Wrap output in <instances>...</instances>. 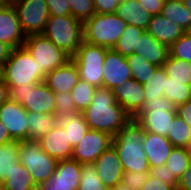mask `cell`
I'll return each mask as SVG.
<instances>
[{
	"label": "cell",
	"mask_w": 191,
	"mask_h": 190,
	"mask_svg": "<svg viewBox=\"0 0 191 190\" xmlns=\"http://www.w3.org/2000/svg\"><path fill=\"white\" fill-rule=\"evenodd\" d=\"M103 69V86L109 89H113L122 85L126 80L132 79L126 57L113 48L107 50Z\"/></svg>",
	"instance_id": "e0dca14e"
},
{
	"label": "cell",
	"mask_w": 191,
	"mask_h": 190,
	"mask_svg": "<svg viewBox=\"0 0 191 190\" xmlns=\"http://www.w3.org/2000/svg\"><path fill=\"white\" fill-rule=\"evenodd\" d=\"M93 164L106 187L112 188L121 182L124 170L113 145L109 146Z\"/></svg>",
	"instance_id": "ac0fdd59"
},
{
	"label": "cell",
	"mask_w": 191,
	"mask_h": 190,
	"mask_svg": "<svg viewBox=\"0 0 191 190\" xmlns=\"http://www.w3.org/2000/svg\"><path fill=\"white\" fill-rule=\"evenodd\" d=\"M28 121V140L38 141L48 134L58 123L56 114H42L27 112Z\"/></svg>",
	"instance_id": "d4e9b609"
},
{
	"label": "cell",
	"mask_w": 191,
	"mask_h": 190,
	"mask_svg": "<svg viewBox=\"0 0 191 190\" xmlns=\"http://www.w3.org/2000/svg\"><path fill=\"white\" fill-rule=\"evenodd\" d=\"M2 77L8 87L24 86L29 83H41L37 61L25 46L11 50L9 58L3 64Z\"/></svg>",
	"instance_id": "277c9868"
},
{
	"label": "cell",
	"mask_w": 191,
	"mask_h": 190,
	"mask_svg": "<svg viewBox=\"0 0 191 190\" xmlns=\"http://www.w3.org/2000/svg\"><path fill=\"white\" fill-rule=\"evenodd\" d=\"M25 39L17 12L12 3L6 0L0 6V41L14 49L24 46Z\"/></svg>",
	"instance_id": "9a60e30c"
},
{
	"label": "cell",
	"mask_w": 191,
	"mask_h": 190,
	"mask_svg": "<svg viewBox=\"0 0 191 190\" xmlns=\"http://www.w3.org/2000/svg\"><path fill=\"white\" fill-rule=\"evenodd\" d=\"M149 174L153 177H157L160 181L164 182L167 185H174L177 188L178 180L170 172L167 166L161 165L159 167L150 168Z\"/></svg>",
	"instance_id": "7bdbcfd3"
},
{
	"label": "cell",
	"mask_w": 191,
	"mask_h": 190,
	"mask_svg": "<svg viewBox=\"0 0 191 190\" xmlns=\"http://www.w3.org/2000/svg\"><path fill=\"white\" fill-rule=\"evenodd\" d=\"M117 103L133 118L143 107L145 99L144 85L134 79L126 80L112 89Z\"/></svg>",
	"instance_id": "2e32d148"
},
{
	"label": "cell",
	"mask_w": 191,
	"mask_h": 190,
	"mask_svg": "<svg viewBox=\"0 0 191 190\" xmlns=\"http://www.w3.org/2000/svg\"><path fill=\"white\" fill-rule=\"evenodd\" d=\"M14 141L2 122H0V145Z\"/></svg>",
	"instance_id": "f5cc1de1"
},
{
	"label": "cell",
	"mask_w": 191,
	"mask_h": 190,
	"mask_svg": "<svg viewBox=\"0 0 191 190\" xmlns=\"http://www.w3.org/2000/svg\"><path fill=\"white\" fill-rule=\"evenodd\" d=\"M113 137L107 133L89 129L73 148L71 159L80 164H93L112 145Z\"/></svg>",
	"instance_id": "7c38bea8"
},
{
	"label": "cell",
	"mask_w": 191,
	"mask_h": 190,
	"mask_svg": "<svg viewBox=\"0 0 191 190\" xmlns=\"http://www.w3.org/2000/svg\"><path fill=\"white\" fill-rule=\"evenodd\" d=\"M149 173L124 172L121 183L130 186L131 190H142Z\"/></svg>",
	"instance_id": "b9f144b4"
},
{
	"label": "cell",
	"mask_w": 191,
	"mask_h": 190,
	"mask_svg": "<svg viewBox=\"0 0 191 190\" xmlns=\"http://www.w3.org/2000/svg\"><path fill=\"white\" fill-rule=\"evenodd\" d=\"M55 114L65 116L78 113L70 92L55 93Z\"/></svg>",
	"instance_id": "60d3db41"
},
{
	"label": "cell",
	"mask_w": 191,
	"mask_h": 190,
	"mask_svg": "<svg viewBox=\"0 0 191 190\" xmlns=\"http://www.w3.org/2000/svg\"><path fill=\"white\" fill-rule=\"evenodd\" d=\"M82 173V164L73 159L58 161L54 175L36 190H78Z\"/></svg>",
	"instance_id": "4fadbf2b"
},
{
	"label": "cell",
	"mask_w": 191,
	"mask_h": 190,
	"mask_svg": "<svg viewBox=\"0 0 191 190\" xmlns=\"http://www.w3.org/2000/svg\"><path fill=\"white\" fill-rule=\"evenodd\" d=\"M3 66L0 64V78L2 77Z\"/></svg>",
	"instance_id": "6f0895ef"
},
{
	"label": "cell",
	"mask_w": 191,
	"mask_h": 190,
	"mask_svg": "<svg viewBox=\"0 0 191 190\" xmlns=\"http://www.w3.org/2000/svg\"><path fill=\"white\" fill-rule=\"evenodd\" d=\"M24 46L37 61L39 75L45 80L47 73L65 65L71 57L42 34L26 36Z\"/></svg>",
	"instance_id": "ba28073f"
},
{
	"label": "cell",
	"mask_w": 191,
	"mask_h": 190,
	"mask_svg": "<svg viewBox=\"0 0 191 190\" xmlns=\"http://www.w3.org/2000/svg\"><path fill=\"white\" fill-rule=\"evenodd\" d=\"M67 2L71 10V16L83 24L95 14L93 0H67Z\"/></svg>",
	"instance_id": "f35d334b"
},
{
	"label": "cell",
	"mask_w": 191,
	"mask_h": 190,
	"mask_svg": "<svg viewBox=\"0 0 191 190\" xmlns=\"http://www.w3.org/2000/svg\"><path fill=\"white\" fill-rule=\"evenodd\" d=\"M12 48L6 43L0 41V64L3 66L5 61L9 58Z\"/></svg>",
	"instance_id": "f907efd6"
},
{
	"label": "cell",
	"mask_w": 191,
	"mask_h": 190,
	"mask_svg": "<svg viewBox=\"0 0 191 190\" xmlns=\"http://www.w3.org/2000/svg\"><path fill=\"white\" fill-rule=\"evenodd\" d=\"M37 142L47 154L57 161L71 159L73 148L68 141L65 129L59 122Z\"/></svg>",
	"instance_id": "d6986e66"
},
{
	"label": "cell",
	"mask_w": 191,
	"mask_h": 190,
	"mask_svg": "<svg viewBox=\"0 0 191 190\" xmlns=\"http://www.w3.org/2000/svg\"><path fill=\"white\" fill-rule=\"evenodd\" d=\"M58 122L65 129L72 148L77 146L84 134L89 130L83 113L59 116Z\"/></svg>",
	"instance_id": "484cf974"
},
{
	"label": "cell",
	"mask_w": 191,
	"mask_h": 190,
	"mask_svg": "<svg viewBox=\"0 0 191 190\" xmlns=\"http://www.w3.org/2000/svg\"><path fill=\"white\" fill-rule=\"evenodd\" d=\"M78 190H109L100 180L94 164H83Z\"/></svg>",
	"instance_id": "74e56055"
},
{
	"label": "cell",
	"mask_w": 191,
	"mask_h": 190,
	"mask_svg": "<svg viewBox=\"0 0 191 190\" xmlns=\"http://www.w3.org/2000/svg\"><path fill=\"white\" fill-rule=\"evenodd\" d=\"M163 96L177 107L191 100V85H187V81L171 80V77L167 76Z\"/></svg>",
	"instance_id": "4dcf8cb0"
},
{
	"label": "cell",
	"mask_w": 191,
	"mask_h": 190,
	"mask_svg": "<svg viewBox=\"0 0 191 190\" xmlns=\"http://www.w3.org/2000/svg\"><path fill=\"white\" fill-rule=\"evenodd\" d=\"M89 129L109 134L112 137L132 119L121 107L112 93V89L97 87L90 105L83 112Z\"/></svg>",
	"instance_id": "6da1fadb"
},
{
	"label": "cell",
	"mask_w": 191,
	"mask_h": 190,
	"mask_svg": "<svg viewBox=\"0 0 191 190\" xmlns=\"http://www.w3.org/2000/svg\"><path fill=\"white\" fill-rule=\"evenodd\" d=\"M138 2L153 16L161 13L164 0H138Z\"/></svg>",
	"instance_id": "7dc6e473"
},
{
	"label": "cell",
	"mask_w": 191,
	"mask_h": 190,
	"mask_svg": "<svg viewBox=\"0 0 191 190\" xmlns=\"http://www.w3.org/2000/svg\"><path fill=\"white\" fill-rule=\"evenodd\" d=\"M176 113L191 128V100L177 106Z\"/></svg>",
	"instance_id": "c3c4849f"
},
{
	"label": "cell",
	"mask_w": 191,
	"mask_h": 190,
	"mask_svg": "<svg viewBox=\"0 0 191 190\" xmlns=\"http://www.w3.org/2000/svg\"><path fill=\"white\" fill-rule=\"evenodd\" d=\"M134 53L140 55L149 63L157 67H161L169 56V48L158 42L147 31H145L139 39L138 46L135 48Z\"/></svg>",
	"instance_id": "603a6c76"
},
{
	"label": "cell",
	"mask_w": 191,
	"mask_h": 190,
	"mask_svg": "<svg viewBox=\"0 0 191 190\" xmlns=\"http://www.w3.org/2000/svg\"><path fill=\"white\" fill-rule=\"evenodd\" d=\"M96 14L115 13L122 0H93Z\"/></svg>",
	"instance_id": "f6af8a7d"
},
{
	"label": "cell",
	"mask_w": 191,
	"mask_h": 190,
	"mask_svg": "<svg viewBox=\"0 0 191 190\" xmlns=\"http://www.w3.org/2000/svg\"><path fill=\"white\" fill-rule=\"evenodd\" d=\"M177 190H191V161L178 181Z\"/></svg>",
	"instance_id": "681fc988"
},
{
	"label": "cell",
	"mask_w": 191,
	"mask_h": 190,
	"mask_svg": "<svg viewBox=\"0 0 191 190\" xmlns=\"http://www.w3.org/2000/svg\"><path fill=\"white\" fill-rule=\"evenodd\" d=\"M79 72L71 59L65 65L47 73L44 82L53 93L70 92L78 80Z\"/></svg>",
	"instance_id": "44dd1931"
},
{
	"label": "cell",
	"mask_w": 191,
	"mask_h": 190,
	"mask_svg": "<svg viewBox=\"0 0 191 190\" xmlns=\"http://www.w3.org/2000/svg\"><path fill=\"white\" fill-rule=\"evenodd\" d=\"M41 34L71 58L84 41L83 23L71 15L49 16Z\"/></svg>",
	"instance_id": "3957f363"
},
{
	"label": "cell",
	"mask_w": 191,
	"mask_h": 190,
	"mask_svg": "<svg viewBox=\"0 0 191 190\" xmlns=\"http://www.w3.org/2000/svg\"><path fill=\"white\" fill-rule=\"evenodd\" d=\"M185 32L189 35H191V25L185 30Z\"/></svg>",
	"instance_id": "9f6ffc18"
},
{
	"label": "cell",
	"mask_w": 191,
	"mask_h": 190,
	"mask_svg": "<svg viewBox=\"0 0 191 190\" xmlns=\"http://www.w3.org/2000/svg\"><path fill=\"white\" fill-rule=\"evenodd\" d=\"M126 60L132 73V79L141 84H145L158 68L135 53L126 57Z\"/></svg>",
	"instance_id": "d6a6232c"
},
{
	"label": "cell",
	"mask_w": 191,
	"mask_h": 190,
	"mask_svg": "<svg viewBox=\"0 0 191 190\" xmlns=\"http://www.w3.org/2000/svg\"><path fill=\"white\" fill-rule=\"evenodd\" d=\"M185 7L191 12V0H183Z\"/></svg>",
	"instance_id": "11a10c76"
},
{
	"label": "cell",
	"mask_w": 191,
	"mask_h": 190,
	"mask_svg": "<svg viewBox=\"0 0 191 190\" xmlns=\"http://www.w3.org/2000/svg\"><path fill=\"white\" fill-rule=\"evenodd\" d=\"M9 99L8 86L3 77L0 78V107Z\"/></svg>",
	"instance_id": "816d5d0a"
},
{
	"label": "cell",
	"mask_w": 191,
	"mask_h": 190,
	"mask_svg": "<svg viewBox=\"0 0 191 190\" xmlns=\"http://www.w3.org/2000/svg\"><path fill=\"white\" fill-rule=\"evenodd\" d=\"M27 111L23 106L8 99L0 107V122L7 128L14 141L28 140Z\"/></svg>",
	"instance_id": "5bb4252c"
},
{
	"label": "cell",
	"mask_w": 191,
	"mask_h": 190,
	"mask_svg": "<svg viewBox=\"0 0 191 190\" xmlns=\"http://www.w3.org/2000/svg\"><path fill=\"white\" fill-rule=\"evenodd\" d=\"M109 190H131V187L126 186L120 182L115 187L109 188Z\"/></svg>",
	"instance_id": "db71d44e"
},
{
	"label": "cell",
	"mask_w": 191,
	"mask_h": 190,
	"mask_svg": "<svg viewBox=\"0 0 191 190\" xmlns=\"http://www.w3.org/2000/svg\"><path fill=\"white\" fill-rule=\"evenodd\" d=\"M169 55L173 58L191 62V35L186 32L170 47Z\"/></svg>",
	"instance_id": "ab89813d"
},
{
	"label": "cell",
	"mask_w": 191,
	"mask_h": 190,
	"mask_svg": "<svg viewBox=\"0 0 191 190\" xmlns=\"http://www.w3.org/2000/svg\"><path fill=\"white\" fill-rule=\"evenodd\" d=\"M145 31L146 30L138 26L127 24L113 49L124 57L134 54L135 48L138 46L139 39Z\"/></svg>",
	"instance_id": "f546056e"
},
{
	"label": "cell",
	"mask_w": 191,
	"mask_h": 190,
	"mask_svg": "<svg viewBox=\"0 0 191 190\" xmlns=\"http://www.w3.org/2000/svg\"><path fill=\"white\" fill-rule=\"evenodd\" d=\"M19 162L31 174L36 185L54 175L58 161L47 154L37 141H20Z\"/></svg>",
	"instance_id": "9c48e42d"
},
{
	"label": "cell",
	"mask_w": 191,
	"mask_h": 190,
	"mask_svg": "<svg viewBox=\"0 0 191 190\" xmlns=\"http://www.w3.org/2000/svg\"><path fill=\"white\" fill-rule=\"evenodd\" d=\"M167 80V73L163 66L155 70L154 75L149 77V80L143 84L145 89V99L155 100L163 96L165 89V81Z\"/></svg>",
	"instance_id": "8d00e7d4"
},
{
	"label": "cell",
	"mask_w": 191,
	"mask_h": 190,
	"mask_svg": "<svg viewBox=\"0 0 191 190\" xmlns=\"http://www.w3.org/2000/svg\"><path fill=\"white\" fill-rule=\"evenodd\" d=\"M50 16L71 15V10L67 0H45Z\"/></svg>",
	"instance_id": "ee69618b"
},
{
	"label": "cell",
	"mask_w": 191,
	"mask_h": 190,
	"mask_svg": "<svg viewBox=\"0 0 191 190\" xmlns=\"http://www.w3.org/2000/svg\"><path fill=\"white\" fill-rule=\"evenodd\" d=\"M174 147L191 148V128L177 114L166 137Z\"/></svg>",
	"instance_id": "1f68e13d"
},
{
	"label": "cell",
	"mask_w": 191,
	"mask_h": 190,
	"mask_svg": "<svg viewBox=\"0 0 191 190\" xmlns=\"http://www.w3.org/2000/svg\"><path fill=\"white\" fill-rule=\"evenodd\" d=\"M145 129L134 119H130L113 137L115 147L124 172L149 173L150 167L145 155Z\"/></svg>",
	"instance_id": "7a4b0ae2"
},
{
	"label": "cell",
	"mask_w": 191,
	"mask_h": 190,
	"mask_svg": "<svg viewBox=\"0 0 191 190\" xmlns=\"http://www.w3.org/2000/svg\"><path fill=\"white\" fill-rule=\"evenodd\" d=\"M143 142V149L150 168L164 165L174 148L165 136L147 131H145Z\"/></svg>",
	"instance_id": "ffe728a7"
},
{
	"label": "cell",
	"mask_w": 191,
	"mask_h": 190,
	"mask_svg": "<svg viewBox=\"0 0 191 190\" xmlns=\"http://www.w3.org/2000/svg\"><path fill=\"white\" fill-rule=\"evenodd\" d=\"M146 31L168 48L185 33L181 26L171 22L161 14L151 17Z\"/></svg>",
	"instance_id": "7402d4cb"
},
{
	"label": "cell",
	"mask_w": 191,
	"mask_h": 190,
	"mask_svg": "<svg viewBox=\"0 0 191 190\" xmlns=\"http://www.w3.org/2000/svg\"><path fill=\"white\" fill-rule=\"evenodd\" d=\"M115 14L127 24L147 29L152 15L147 12L138 0H122L116 8Z\"/></svg>",
	"instance_id": "cb8c5ba5"
},
{
	"label": "cell",
	"mask_w": 191,
	"mask_h": 190,
	"mask_svg": "<svg viewBox=\"0 0 191 190\" xmlns=\"http://www.w3.org/2000/svg\"><path fill=\"white\" fill-rule=\"evenodd\" d=\"M6 0H0V6L5 2Z\"/></svg>",
	"instance_id": "91938a15"
},
{
	"label": "cell",
	"mask_w": 191,
	"mask_h": 190,
	"mask_svg": "<svg viewBox=\"0 0 191 190\" xmlns=\"http://www.w3.org/2000/svg\"><path fill=\"white\" fill-rule=\"evenodd\" d=\"M0 190H3V183L0 181Z\"/></svg>",
	"instance_id": "680465c9"
},
{
	"label": "cell",
	"mask_w": 191,
	"mask_h": 190,
	"mask_svg": "<svg viewBox=\"0 0 191 190\" xmlns=\"http://www.w3.org/2000/svg\"><path fill=\"white\" fill-rule=\"evenodd\" d=\"M3 183V190H36L31 174L20 162L11 171Z\"/></svg>",
	"instance_id": "4316f807"
},
{
	"label": "cell",
	"mask_w": 191,
	"mask_h": 190,
	"mask_svg": "<svg viewBox=\"0 0 191 190\" xmlns=\"http://www.w3.org/2000/svg\"><path fill=\"white\" fill-rule=\"evenodd\" d=\"M14 6L25 36L41 34L50 16L45 0H9Z\"/></svg>",
	"instance_id": "8fae6325"
},
{
	"label": "cell",
	"mask_w": 191,
	"mask_h": 190,
	"mask_svg": "<svg viewBox=\"0 0 191 190\" xmlns=\"http://www.w3.org/2000/svg\"><path fill=\"white\" fill-rule=\"evenodd\" d=\"M160 14L184 30L191 25V12L185 7L183 1L164 0Z\"/></svg>",
	"instance_id": "83f0119b"
},
{
	"label": "cell",
	"mask_w": 191,
	"mask_h": 190,
	"mask_svg": "<svg viewBox=\"0 0 191 190\" xmlns=\"http://www.w3.org/2000/svg\"><path fill=\"white\" fill-rule=\"evenodd\" d=\"M142 190H177V188L174 185H167L149 174Z\"/></svg>",
	"instance_id": "bcb514c9"
},
{
	"label": "cell",
	"mask_w": 191,
	"mask_h": 190,
	"mask_svg": "<svg viewBox=\"0 0 191 190\" xmlns=\"http://www.w3.org/2000/svg\"><path fill=\"white\" fill-rule=\"evenodd\" d=\"M96 87L79 79L74 88L70 91L75 108L78 113H83L90 105Z\"/></svg>",
	"instance_id": "d590c367"
},
{
	"label": "cell",
	"mask_w": 191,
	"mask_h": 190,
	"mask_svg": "<svg viewBox=\"0 0 191 190\" xmlns=\"http://www.w3.org/2000/svg\"><path fill=\"white\" fill-rule=\"evenodd\" d=\"M127 23L115 13L94 14L83 24L84 41L109 49L114 48Z\"/></svg>",
	"instance_id": "5b68a950"
},
{
	"label": "cell",
	"mask_w": 191,
	"mask_h": 190,
	"mask_svg": "<svg viewBox=\"0 0 191 190\" xmlns=\"http://www.w3.org/2000/svg\"><path fill=\"white\" fill-rule=\"evenodd\" d=\"M176 114V107L172 102L161 96L159 99L146 100L142 109L133 118L145 131L167 137Z\"/></svg>",
	"instance_id": "8992f818"
},
{
	"label": "cell",
	"mask_w": 191,
	"mask_h": 190,
	"mask_svg": "<svg viewBox=\"0 0 191 190\" xmlns=\"http://www.w3.org/2000/svg\"><path fill=\"white\" fill-rule=\"evenodd\" d=\"M20 141L0 145V181L4 182L7 176L19 163Z\"/></svg>",
	"instance_id": "f1b7e54d"
},
{
	"label": "cell",
	"mask_w": 191,
	"mask_h": 190,
	"mask_svg": "<svg viewBox=\"0 0 191 190\" xmlns=\"http://www.w3.org/2000/svg\"><path fill=\"white\" fill-rule=\"evenodd\" d=\"M8 93L9 99L21 104L27 112L55 114V93L44 81L8 87Z\"/></svg>",
	"instance_id": "52a82bcc"
},
{
	"label": "cell",
	"mask_w": 191,
	"mask_h": 190,
	"mask_svg": "<svg viewBox=\"0 0 191 190\" xmlns=\"http://www.w3.org/2000/svg\"><path fill=\"white\" fill-rule=\"evenodd\" d=\"M191 161V150L182 147H174L165 165L179 181L183 172Z\"/></svg>",
	"instance_id": "836d02e7"
},
{
	"label": "cell",
	"mask_w": 191,
	"mask_h": 190,
	"mask_svg": "<svg viewBox=\"0 0 191 190\" xmlns=\"http://www.w3.org/2000/svg\"><path fill=\"white\" fill-rule=\"evenodd\" d=\"M163 67L171 80L187 81V85H191V62L173 58L169 55Z\"/></svg>",
	"instance_id": "e575fe53"
},
{
	"label": "cell",
	"mask_w": 191,
	"mask_h": 190,
	"mask_svg": "<svg viewBox=\"0 0 191 190\" xmlns=\"http://www.w3.org/2000/svg\"><path fill=\"white\" fill-rule=\"evenodd\" d=\"M108 49L104 46L82 42L71 58L77 66L80 79L96 88L103 86V67Z\"/></svg>",
	"instance_id": "30bf717a"
}]
</instances>
